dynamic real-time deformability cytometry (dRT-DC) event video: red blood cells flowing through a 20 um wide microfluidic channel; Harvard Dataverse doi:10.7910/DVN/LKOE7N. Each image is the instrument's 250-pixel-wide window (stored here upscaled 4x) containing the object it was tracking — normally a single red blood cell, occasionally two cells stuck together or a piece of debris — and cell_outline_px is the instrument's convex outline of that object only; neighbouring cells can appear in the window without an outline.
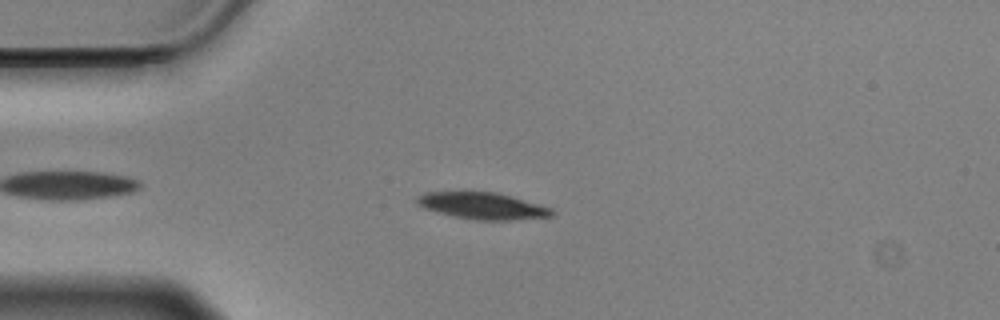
{"species": "Egyptian fruit bat (a non-hibernating species)", "species_latin": "Rousettus aegyptiacus", "temperature_condition": "cold", "stored_images_in_passage": 50, "camera_frame_rate_fps": 3000, "um_per_image_px": 0.085, "animal": {"sex": "male"}, "frame": {"image": 1, "passage_image": 7, "time_ms": 2.0, "image_size_px": [1000, 320], "cell_outline_px": [[556, 212], [552, 216], [512, 220], [476, 220], [452, 216], [436, 212], [424, 208], [416, 204], [416, 196], [424, 192], [496, 192], [512, 196], [540, 204], [552, 208]], "centroid_in_image_um": [41.01, 17.5], "position_along_channel_um": 44.0, "area_um2": 21.15}}
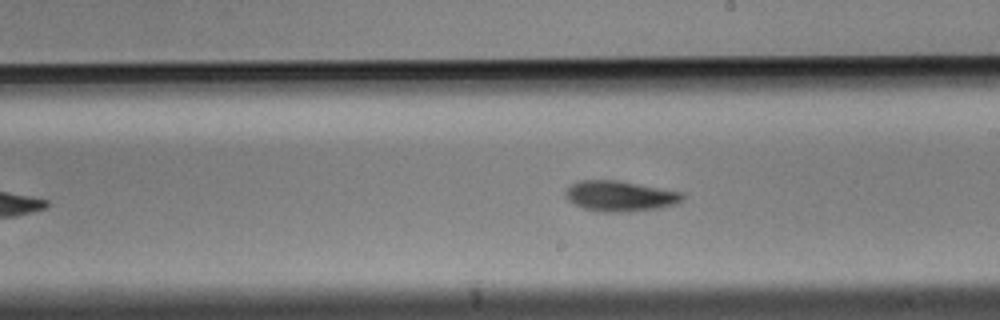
{"frame": {"image": 2, "passage_image": 25, "time_ms": 8.0, "image_size_px": [1000, 320], "cell_outline_px": [[684, 196], [676, 204], [660, 208], [628, 212], [596, 212], [584, 208], [568, 200], [564, 196], [564, 192], [572, 184], [580, 180], [620, 180], [684, 192]], "centroid_in_image_um": [52.71, 16.66], "position_along_channel_um": 236.3, "area_um2": 21.04}}
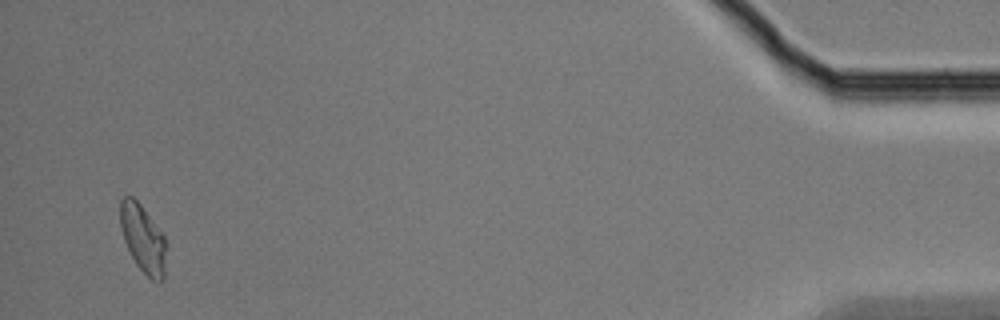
{"frame": {"image": 3, "passage_image": 48, "time_ms": 15.667, "image_size_px": [1000, 320], "cell_outline_px": [[164, 280], [152, 280], [136, 264], [124, 240], [120, 228], [120, 200], [124, 196], [132, 196], [140, 204], [164, 236]], "centroid_in_image_um": [12.11, 20.25], "position_along_channel_um": 423.1, "area_um2": 17.57}, "authors_computed_cell_mechanics": {"area_um2": 20.0566, "velocity_mm_per_s": 3.5119, "shape_relaxation_time_tau1_ms": 2.465, "shape_relaxation_time_tau2_ms": null, "deformation_change_tau1": 0.1164, "deformation_change_tau2": null}}